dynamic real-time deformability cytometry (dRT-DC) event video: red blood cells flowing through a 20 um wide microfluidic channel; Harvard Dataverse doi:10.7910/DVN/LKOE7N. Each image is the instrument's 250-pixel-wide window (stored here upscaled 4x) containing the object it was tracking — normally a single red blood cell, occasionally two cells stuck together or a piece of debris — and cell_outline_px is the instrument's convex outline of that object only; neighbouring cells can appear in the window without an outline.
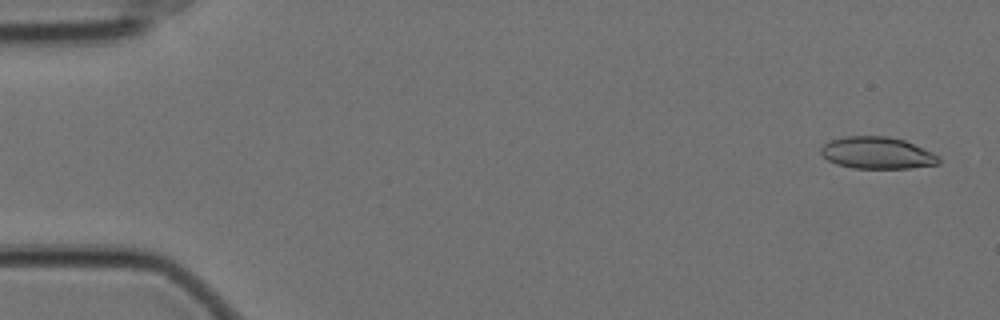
{"species": "Egyptian fruit bat (a non-hibernating species)", "species_latin": "Rousettus aegyptiacus", "temperature_condition": "cold", "stored_images_in_passage": 28, "camera_frame_rate_fps": 3000, "um_per_image_px": 0.085, "animal": {"sex": "female"}, "frame": {"image": 1, "passage_image": 2, "time_ms": 0.333, "image_size_px": [1000, 320], "cell_outline_px": [[940, 164], [908, 168], [852, 168], [836, 164], [828, 160], [820, 152], [820, 148], [824, 144], [832, 140], [844, 136], [888, 136], [904, 140], [932, 152], [940, 156]], "centroid_in_image_um": [74.56, 13.0], "position_along_channel_um": 10.4, "area_um2": 21.91}}
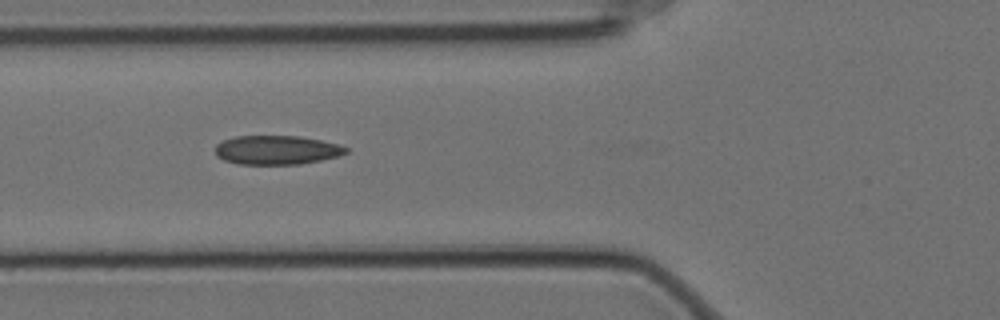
{"frame": {"image": 2, "passage_image": 21, "time_ms": 6.667, "image_size_px": [1000, 320], "cell_outline_px": [[348, 152], [340, 156], [300, 164], [236, 164], [224, 160], [216, 156], [216, 144], [224, 140], [236, 136], [300, 136], [340, 144], [348, 148]], "centroid_in_image_um": [23.54, 12.75], "position_along_channel_um": 102.3, "area_um2": 22.2}}
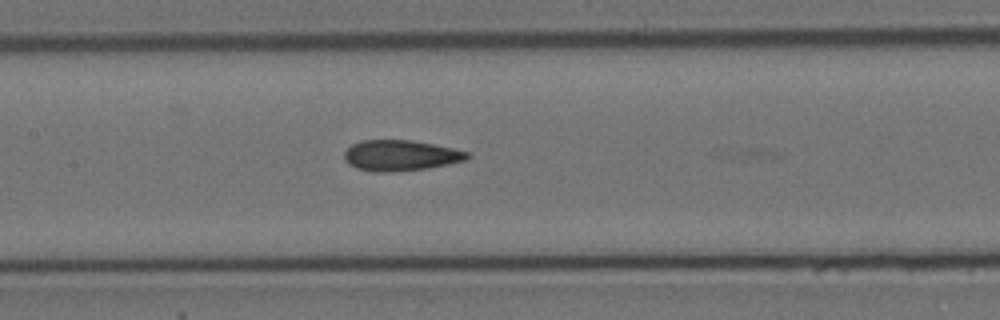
{"frame": {"image": 3, "passage_image": 27, "time_ms": 8.667, "image_size_px": [1000, 320], "cell_outline_px": [[468, 156], [464, 160], [428, 168], [392, 172], [376, 172], [356, 168], [348, 164], [344, 156], [344, 152], [352, 144], [364, 140], [412, 140], [452, 148], [468, 152]], "centroid_in_image_um": [33.99, 13.21], "position_along_channel_um": 173.4, "area_um2": 21.73}}